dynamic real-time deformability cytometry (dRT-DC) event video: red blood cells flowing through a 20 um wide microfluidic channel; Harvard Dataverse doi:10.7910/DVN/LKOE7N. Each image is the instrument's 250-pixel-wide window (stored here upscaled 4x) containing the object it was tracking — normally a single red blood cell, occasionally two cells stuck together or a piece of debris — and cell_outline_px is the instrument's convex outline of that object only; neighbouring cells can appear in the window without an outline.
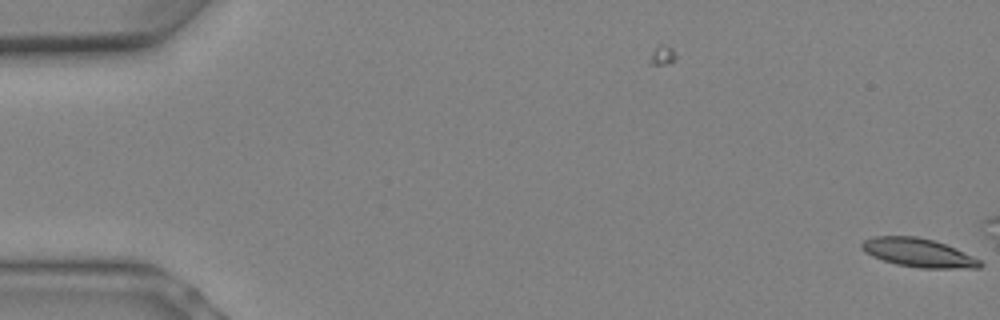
{"species": "Egyptian fruit bat (a non-hibernating species)", "species_latin": "Rousettus aegyptiacus", "temperature_condition": "warm", "stored_images_in_passage": 3, "camera_frame_rate_fps": 3000, "um_per_image_px": 0.085, "animal": {"sex": "female"}, "frame": {"image": 1, "passage_image": 3, "time_ms": 0.667, "image_size_px": [1000, 320], "cell_outline_px": [[984, 264], [980, 268], [920, 268], [896, 264], [872, 256], [864, 252], [860, 248], [860, 244], [864, 240], [872, 236], [916, 236], [932, 240], [956, 248], [980, 260]], "centroid_in_image_um": [78.04, 21.48], "position_along_channel_um": 7.0, "area_um2": 19.77}}